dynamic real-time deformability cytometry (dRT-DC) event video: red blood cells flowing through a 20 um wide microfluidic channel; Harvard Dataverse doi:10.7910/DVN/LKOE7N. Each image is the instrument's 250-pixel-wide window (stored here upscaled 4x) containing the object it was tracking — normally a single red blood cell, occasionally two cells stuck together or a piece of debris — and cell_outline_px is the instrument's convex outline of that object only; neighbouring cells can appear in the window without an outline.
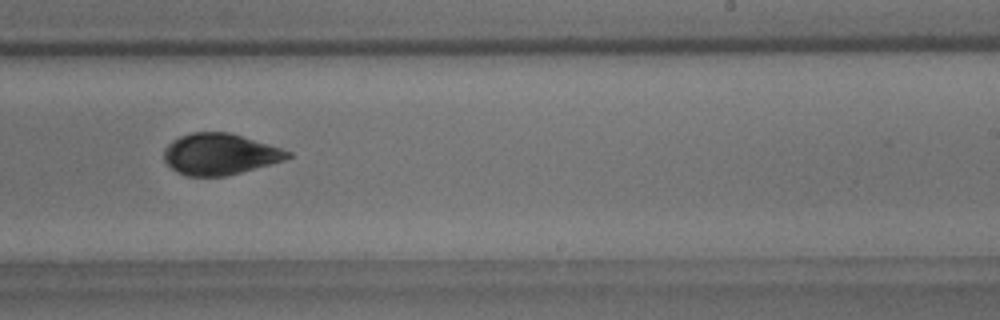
{"species": "common noctule bat (a hibernating species)", "species_latin": "Nyctalus noctula", "temperature_condition": "room temperature", "stored_images_in_passage": 16, "camera_frame_rate_fps": 3000, "um_per_image_px": 0.085, "animal": {"sex": "male", "body_mass_g": 18.8}, "frame": {"image": 1, "passage_image": 10, "time_ms": 11.0, "image_size_px": [1000, 320], "cell_outline_px": [[292, 156], [284, 160], [240, 172], [224, 176], [188, 176], [172, 168], [164, 160], [164, 148], [172, 140], [180, 136], [192, 132], [228, 132], [280, 148], [292, 152]], "centroid_in_image_um": [18.66, 13.09], "position_along_channel_um": 270.3, "area_um2": 29.3}}
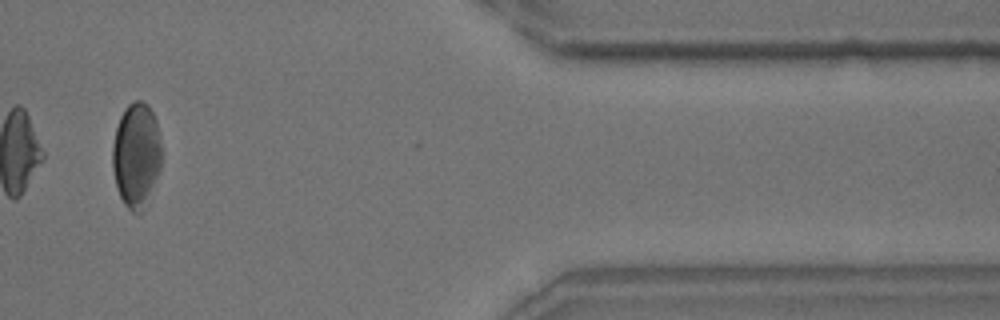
{"frame": {"image": 2, "passage_image": 14, "time_ms": 15.667, "image_size_px": [1000, 320], "cell_outline_px": [[160, 168], [148, 208], [144, 212], [132, 212], [124, 204], [120, 196], [116, 184], [112, 168], [112, 144], [116, 128], [120, 116], [124, 108], [132, 100], [140, 100], [148, 104], [156, 120], [160, 136]], "centroid_in_image_um": [11.59, 13.22], "position_along_channel_um": 399.8, "area_um2": 30.58}}